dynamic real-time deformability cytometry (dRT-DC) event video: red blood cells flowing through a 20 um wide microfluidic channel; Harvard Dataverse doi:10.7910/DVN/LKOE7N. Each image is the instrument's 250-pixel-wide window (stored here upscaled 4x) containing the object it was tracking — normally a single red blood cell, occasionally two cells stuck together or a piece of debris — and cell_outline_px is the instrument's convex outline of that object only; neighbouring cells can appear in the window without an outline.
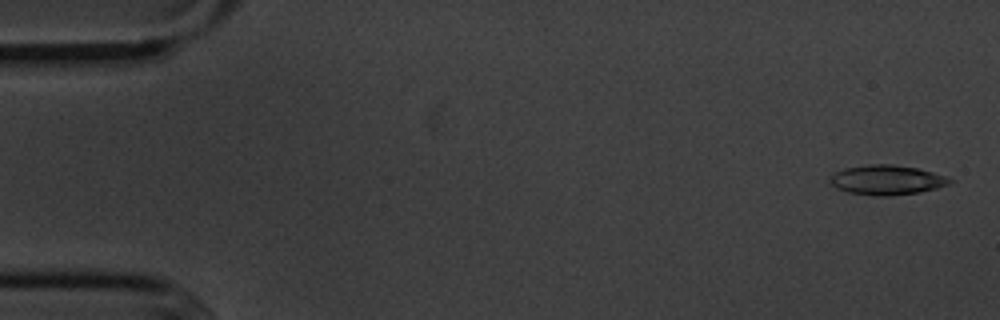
{"species": "common noctule bat (a hibernating species)", "species_latin": "Nyctalus noctula", "temperature_condition": "cold", "stored_images_in_passage": 55, "camera_frame_rate_fps": 3000, "um_per_image_px": 0.085, "animal": {"sex": "male", "body_mass_g": 20.1, "forearm_length_mm": 53.5}, "frame": {"image": 1, "passage_image": 2, "time_ms": 0.333, "image_size_px": [1000, 320], "cell_outline_px": [[952, 180], [948, 184], [936, 188], [920, 192], [888, 196], [872, 196], [848, 192], [836, 188], [828, 180], [836, 172], [844, 168], [868, 164], [892, 164], [916, 168], [932, 172], [944, 176]], "centroid_in_image_um": [75.33, 15.3], "position_along_channel_um": 9.7, "area_um2": 20.58}}
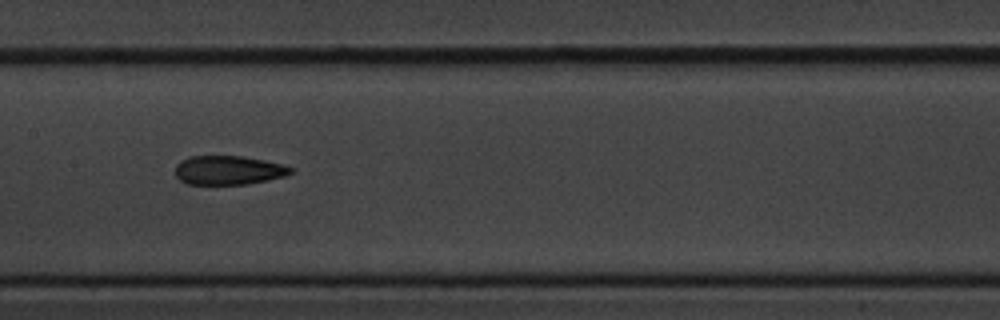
{"frame": {"image": 2, "passage_image": 27, "time_ms": 8.667, "image_size_px": [1000, 320], "cell_outline_px": [[292, 172], [284, 176], [268, 180], [248, 184], [188, 184], [180, 180], [176, 176], [176, 164], [180, 160], [192, 156], [240, 156], [264, 160], [280, 164], [292, 168]], "centroid_in_image_um": [19.39, 14.47], "position_along_channel_um": 188.0, "area_um2": 19.36}}
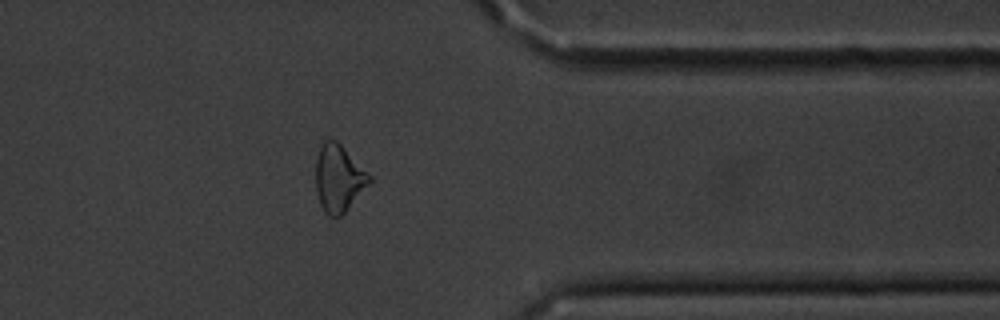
{"frame": {"image": 3, "passage_image": 44, "time_ms": 14.333, "image_size_px": [1000, 320], "cell_outline_px": [[372, 180], [344, 212], [340, 216], [328, 216], [324, 212], [320, 204], [316, 192], [316, 160], [320, 144], [324, 140], [336, 140], [372, 176]], "centroid_in_image_um": [28.76, 15.14], "position_along_channel_um": 382.6, "area_um2": 20.75}, "authors_computed_cell_mechanics": {"area_um2": 20.6346, "velocity_mm_per_s": 3.6376, "shape_relaxation_time_tau1_ms": 6.886, "shape_relaxation_time_tau2_ms": 3.0868, "deformation_change_tau1": 0.16, "deformation_change_tau2": 0.1112}}